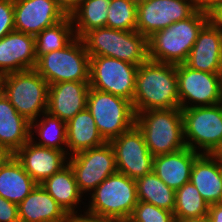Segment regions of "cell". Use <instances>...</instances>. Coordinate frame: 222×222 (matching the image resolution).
<instances>
[{
    "label": "cell",
    "mask_w": 222,
    "mask_h": 222,
    "mask_svg": "<svg viewBox=\"0 0 222 222\" xmlns=\"http://www.w3.org/2000/svg\"><path fill=\"white\" fill-rule=\"evenodd\" d=\"M12 153L7 147L0 145V169L4 166L12 157Z\"/></svg>",
    "instance_id": "ab89813d"
},
{
    "label": "cell",
    "mask_w": 222,
    "mask_h": 222,
    "mask_svg": "<svg viewBox=\"0 0 222 222\" xmlns=\"http://www.w3.org/2000/svg\"><path fill=\"white\" fill-rule=\"evenodd\" d=\"M89 82L65 81L49 85L47 112L64 122L87 106Z\"/></svg>",
    "instance_id": "d6986e66"
},
{
    "label": "cell",
    "mask_w": 222,
    "mask_h": 222,
    "mask_svg": "<svg viewBox=\"0 0 222 222\" xmlns=\"http://www.w3.org/2000/svg\"><path fill=\"white\" fill-rule=\"evenodd\" d=\"M18 216L20 222H70V217L40 184L18 204Z\"/></svg>",
    "instance_id": "44dd1931"
},
{
    "label": "cell",
    "mask_w": 222,
    "mask_h": 222,
    "mask_svg": "<svg viewBox=\"0 0 222 222\" xmlns=\"http://www.w3.org/2000/svg\"><path fill=\"white\" fill-rule=\"evenodd\" d=\"M36 185L15 156L0 169V196L8 201L19 204Z\"/></svg>",
    "instance_id": "484cf974"
},
{
    "label": "cell",
    "mask_w": 222,
    "mask_h": 222,
    "mask_svg": "<svg viewBox=\"0 0 222 222\" xmlns=\"http://www.w3.org/2000/svg\"><path fill=\"white\" fill-rule=\"evenodd\" d=\"M36 62L35 36L14 30L0 39V76L34 69Z\"/></svg>",
    "instance_id": "ac0fdd59"
},
{
    "label": "cell",
    "mask_w": 222,
    "mask_h": 222,
    "mask_svg": "<svg viewBox=\"0 0 222 222\" xmlns=\"http://www.w3.org/2000/svg\"><path fill=\"white\" fill-rule=\"evenodd\" d=\"M92 193L88 214L128 221L138 203L136 181L120 172L104 179Z\"/></svg>",
    "instance_id": "52a82bcc"
},
{
    "label": "cell",
    "mask_w": 222,
    "mask_h": 222,
    "mask_svg": "<svg viewBox=\"0 0 222 222\" xmlns=\"http://www.w3.org/2000/svg\"><path fill=\"white\" fill-rule=\"evenodd\" d=\"M70 222H126V221L116 218L99 217L85 213L84 216L83 215L71 216Z\"/></svg>",
    "instance_id": "8d00e7d4"
},
{
    "label": "cell",
    "mask_w": 222,
    "mask_h": 222,
    "mask_svg": "<svg viewBox=\"0 0 222 222\" xmlns=\"http://www.w3.org/2000/svg\"><path fill=\"white\" fill-rule=\"evenodd\" d=\"M109 143L115 153L118 172L134 180L153 172L154 156L149 152L143 133L136 125Z\"/></svg>",
    "instance_id": "4fadbf2b"
},
{
    "label": "cell",
    "mask_w": 222,
    "mask_h": 222,
    "mask_svg": "<svg viewBox=\"0 0 222 222\" xmlns=\"http://www.w3.org/2000/svg\"><path fill=\"white\" fill-rule=\"evenodd\" d=\"M58 6L67 16H71L73 12L80 6L84 0H56Z\"/></svg>",
    "instance_id": "74e56055"
},
{
    "label": "cell",
    "mask_w": 222,
    "mask_h": 222,
    "mask_svg": "<svg viewBox=\"0 0 222 222\" xmlns=\"http://www.w3.org/2000/svg\"><path fill=\"white\" fill-rule=\"evenodd\" d=\"M69 216L76 215L75 206L81 201V195L72 168L67 163L60 171L40 184Z\"/></svg>",
    "instance_id": "d4e9b609"
},
{
    "label": "cell",
    "mask_w": 222,
    "mask_h": 222,
    "mask_svg": "<svg viewBox=\"0 0 222 222\" xmlns=\"http://www.w3.org/2000/svg\"><path fill=\"white\" fill-rule=\"evenodd\" d=\"M0 91L30 123L47 112L49 84L35 69L0 76Z\"/></svg>",
    "instance_id": "5b68a950"
},
{
    "label": "cell",
    "mask_w": 222,
    "mask_h": 222,
    "mask_svg": "<svg viewBox=\"0 0 222 222\" xmlns=\"http://www.w3.org/2000/svg\"><path fill=\"white\" fill-rule=\"evenodd\" d=\"M67 144L72 154L106 143L99 133L90 111L85 108L66 123Z\"/></svg>",
    "instance_id": "cb8c5ba5"
},
{
    "label": "cell",
    "mask_w": 222,
    "mask_h": 222,
    "mask_svg": "<svg viewBox=\"0 0 222 222\" xmlns=\"http://www.w3.org/2000/svg\"><path fill=\"white\" fill-rule=\"evenodd\" d=\"M110 3L111 0H84L71 15L76 23L75 36L82 38L93 29L107 27Z\"/></svg>",
    "instance_id": "4316f807"
},
{
    "label": "cell",
    "mask_w": 222,
    "mask_h": 222,
    "mask_svg": "<svg viewBox=\"0 0 222 222\" xmlns=\"http://www.w3.org/2000/svg\"><path fill=\"white\" fill-rule=\"evenodd\" d=\"M137 5L129 0H111L107 27L122 31L136 30Z\"/></svg>",
    "instance_id": "1f68e13d"
},
{
    "label": "cell",
    "mask_w": 222,
    "mask_h": 222,
    "mask_svg": "<svg viewBox=\"0 0 222 222\" xmlns=\"http://www.w3.org/2000/svg\"><path fill=\"white\" fill-rule=\"evenodd\" d=\"M209 204L191 183H185L175 191V218H192L208 214Z\"/></svg>",
    "instance_id": "f546056e"
},
{
    "label": "cell",
    "mask_w": 222,
    "mask_h": 222,
    "mask_svg": "<svg viewBox=\"0 0 222 222\" xmlns=\"http://www.w3.org/2000/svg\"><path fill=\"white\" fill-rule=\"evenodd\" d=\"M30 122L21 116L0 91V145L16 153L30 140Z\"/></svg>",
    "instance_id": "603a6c76"
},
{
    "label": "cell",
    "mask_w": 222,
    "mask_h": 222,
    "mask_svg": "<svg viewBox=\"0 0 222 222\" xmlns=\"http://www.w3.org/2000/svg\"><path fill=\"white\" fill-rule=\"evenodd\" d=\"M208 216L211 222H222V202L209 205Z\"/></svg>",
    "instance_id": "f35d334b"
},
{
    "label": "cell",
    "mask_w": 222,
    "mask_h": 222,
    "mask_svg": "<svg viewBox=\"0 0 222 222\" xmlns=\"http://www.w3.org/2000/svg\"><path fill=\"white\" fill-rule=\"evenodd\" d=\"M176 74L181 109L222 103L218 73L193 70L185 64H179L176 65ZM187 99L199 104L188 106Z\"/></svg>",
    "instance_id": "5bb4252c"
},
{
    "label": "cell",
    "mask_w": 222,
    "mask_h": 222,
    "mask_svg": "<svg viewBox=\"0 0 222 222\" xmlns=\"http://www.w3.org/2000/svg\"><path fill=\"white\" fill-rule=\"evenodd\" d=\"M184 64L193 70L219 73L222 67V27L213 18L199 31Z\"/></svg>",
    "instance_id": "2e32d148"
},
{
    "label": "cell",
    "mask_w": 222,
    "mask_h": 222,
    "mask_svg": "<svg viewBox=\"0 0 222 222\" xmlns=\"http://www.w3.org/2000/svg\"><path fill=\"white\" fill-rule=\"evenodd\" d=\"M174 213L153 204L138 201L127 222H174Z\"/></svg>",
    "instance_id": "d6a6232c"
},
{
    "label": "cell",
    "mask_w": 222,
    "mask_h": 222,
    "mask_svg": "<svg viewBox=\"0 0 222 222\" xmlns=\"http://www.w3.org/2000/svg\"><path fill=\"white\" fill-rule=\"evenodd\" d=\"M14 30L13 0H0V39Z\"/></svg>",
    "instance_id": "836d02e7"
},
{
    "label": "cell",
    "mask_w": 222,
    "mask_h": 222,
    "mask_svg": "<svg viewBox=\"0 0 222 222\" xmlns=\"http://www.w3.org/2000/svg\"><path fill=\"white\" fill-rule=\"evenodd\" d=\"M135 181L138 201L174 212L176 190L168 187L154 172Z\"/></svg>",
    "instance_id": "83f0119b"
},
{
    "label": "cell",
    "mask_w": 222,
    "mask_h": 222,
    "mask_svg": "<svg viewBox=\"0 0 222 222\" xmlns=\"http://www.w3.org/2000/svg\"><path fill=\"white\" fill-rule=\"evenodd\" d=\"M32 134L15 154V158L22 164L24 170L37 183L41 184L45 179L60 171L65 164L66 151L39 146L33 143ZM65 164V165H64Z\"/></svg>",
    "instance_id": "e0dca14e"
},
{
    "label": "cell",
    "mask_w": 222,
    "mask_h": 222,
    "mask_svg": "<svg viewBox=\"0 0 222 222\" xmlns=\"http://www.w3.org/2000/svg\"><path fill=\"white\" fill-rule=\"evenodd\" d=\"M190 182L209 204L222 202V164L211 154H202L194 161Z\"/></svg>",
    "instance_id": "7402d4cb"
},
{
    "label": "cell",
    "mask_w": 222,
    "mask_h": 222,
    "mask_svg": "<svg viewBox=\"0 0 222 222\" xmlns=\"http://www.w3.org/2000/svg\"><path fill=\"white\" fill-rule=\"evenodd\" d=\"M69 160L67 163L82 194L93 191L104 179L117 172L115 153L109 142L72 154Z\"/></svg>",
    "instance_id": "7c38bea8"
},
{
    "label": "cell",
    "mask_w": 222,
    "mask_h": 222,
    "mask_svg": "<svg viewBox=\"0 0 222 222\" xmlns=\"http://www.w3.org/2000/svg\"><path fill=\"white\" fill-rule=\"evenodd\" d=\"M181 111L186 147L196 151L197 144L204 149V154H212L222 142V103L188 107Z\"/></svg>",
    "instance_id": "9c48e42d"
},
{
    "label": "cell",
    "mask_w": 222,
    "mask_h": 222,
    "mask_svg": "<svg viewBox=\"0 0 222 222\" xmlns=\"http://www.w3.org/2000/svg\"><path fill=\"white\" fill-rule=\"evenodd\" d=\"M218 75H219L220 97L222 102V67L220 68Z\"/></svg>",
    "instance_id": "ee69618b"
},
{
    "label": "cell",
    "mask_w": 222,
    "mask_h": 222,
    "mask_svg": "<svg viewBox=\"0 0 222 222\" xmlns=\"http://www.w3.org/2000/svg\"><path fill=\"white\" fill-rule=\"evenodd\" d=\"M129 1H131V2H133L134 4L138 5V4L142 3V2L145 1V0H129Z\"/></svg>",
    "instance_id": "f6af8a7d"
},
{
    "label": "cell",
    "mask_w": 222,
    "mask_h": 222,
    "mask_svg": "<svg viewBox=\"0 0 222 222\" xmlns=\"http://www.w3.org/2000/svg\"><path fill=\"white\" fill-rule=\"evenodd\" d=\"M97 129L106 142L119 137L135 125L132 103L122 97L90 87L87 106Z\"/></svg>",
    "instance_id": "ba28073f"
},
{
    "label": "cell",
    "mask_w": 222,
    "mask_h": 222,
    "mask_svg": "<svg viewBox=\"0 0 222 222\" xmlns=\"http://www.w3.org/2000/svg\"><path fill=\"white\" fill-rule=\"evenodd\" d=\"M185 147L176 152L154 156L153 172L174 190L190 182L194 161L201 155Z\"/></svg>",
    "instance_id": "ffe728a7"
},
{
    "label": "cell",
    "mask_w": 222,
    "mask_h": 222,
    "mask_svg": "<svg viewBox=\"0 0 222 222\" xmlns=\"http://www.w3.org/2000/svg\"><path fill=\"white\" fill-rule=\"evenodd\" d=\"M71 16H67L57 24L45 28L35 36V48L37 58L43 54L63 49L75 36ZM72 35V36H71ZM73 37V38H72Z\"/></svg>",
    "instance_id": "f1b7e54d"
},
{
    "label": "cell",
    "mask_w": 222,
    "mask_h": 222,
    "mask_svg": "<svg viewBox=\"0 0 222 222\" xmlns=\"http://www.w3.org/2000/svg\"><path fill=\"white\" fill-rule=\"evenodd\" d=\"M174 222H211L208 214L192 218H175Z\"/></svg>",
    "instance_id": "60d3db41"
},
{
    "label": "cell",
    "mask_w": 222,
    "mask_h": 222,
    "mask_svg": "<svg viewBox=\"0 0 222 222\" xmlns=\"http://www.w3.org/2000/svg\"><path fill=\"white\" fill-rule=\"evenodd\" d=\"M218 162L222 164V142L211 154Z\"/></svg>",
    "instance_id": "b9f144b4"
},
{
    "label": "cell",
    "mask_w": 222,
    "mask_h": 222,
    "mask_svg": "<svg viewBox=\"0 0 222 222\" xmlns=\"http://www.w3.org/2000/svg\"><path fill=\"white\" fill-rule=\"evenodd\" d=\"M132 106L135 115L148 110L179 108L176 65L150 59L140 64Z\"/></svg>",
    "instance_id": "6da1fadb"
},
{
    "label": "cell",
    "mask_w": 222,
    "mask_h": 222,
    "mask_svg": "<svg viewBox=\"0 0 222 222\" xmlns=\"http://www.w3.org/2000/svg\"><path fill=\"white\" fill-rule=\"evenodd\" d=\"M212 18L197 10L191 17L173 23L148 38V59L166 64H184L199 31Z\"/></svg>",
    "instance_id": "7a4b0ae2"
},
{
    "label": "cell",
    "mask_w": 222,
    "mask_h": 222,
    "mask_svg": "<svg viewBox=\"0 0 222 222\" xmlns=\"http://www.w3.org/2000/svg\"><path fill=\"white\" fill-rule=\"evenodd\" d=\"M212 18L222 27V8L217 11Z\"/></svg>",
    "instance_id": "7bdbcfd3"
},
{
    "label": "cell",
    "mask_w": 222,
    "mask_h": 222,
    "mask_svg": "<svg viewBox=\"0 0 222 222\" xmlns=\"http://www.w3.org/2000/svg\"><path fill=\"white\" fill-rule=\"evenodd\" d=\"M89 56H107L139 66L148 59V39L136 30L102 27L82 38Z\"/></svg>",
    "instance_id": "277c9868"
},
{
    "label": "cell",
    "mask_w": 222,
    "mask_h": 222,
    "mask_svg": "<svg viewBox=\"0 0 222 222\" xmlns=\"http://www.w3.org/2000/svg\"><path fill=\"white\" fill-rule=\"evenodd\" d=\"M0 222H20L18 204L0 196Z\"/></svg>",
    "instance_id": "e575fe53"
},
{
    "label": "cell",
    "mask_w": 222,
    "mask_h": 222,
    "mask_svg": "<svg viewBox=\"0 0 222 222\" xmlns=\"http://www.w3.org/2000/svg\"><path fill=\"white\" fill-rule=\"evenodd\" d=\"M49 85L65 82H89L90 56L81 38L74 39L63 49L43 54L34 68Z\"/></svg>",
    "instance_id": "8992f818"
},
{
    "label": "cell",
    "mask_w": 222,
    "mask_h": 222,
    "mask_svg": "<svg viewBox=\"0 0 222 222\" xmlns=\"http://www.w3.org/2000/svg\"><path fill=\"white\" fill-rule=\"evenodd\" d=\"M197 8L213 16L222 8V0H195Z\"/></svg>",
    "instance_id": "d590c367"
},
{
    "label": "cell",
    "mask_w": 222,
    "mask_h": 222,
    "mask_svg": "<svg viewBox=\"0 0 222 222\" xmlns=\"http://www.w3.org/2000/svg\"><path fill=\"white\" fill-rule=\"evenodd\" d=\"M43 120L40 123L34 125V122L30 123V130L37 128L39 131L38 135L41 137L39 143H35L39 146L64 151L65 148L61 147V144H67L66 135V122L62 121L56 116L49 114L48 112L43 113Z\"/></svg>",
    "instance_id": "4dcf8cb0"
},
{
    "label": "cell",
    "mask_w": 222,
    "mask_h": 222,
    "mask_svg": "<svg viewBox=\"0 0 222 222\" xmlns=\"http://www.w3.org/2000/svg\"><path fill=\"white\" fill-rule=\"evenodd\" d=\"M135 125L143 133L153 156L185 148L181 108L148 110L135 115Z\"/></svg>",
    "instance_id": "3957f363"
},
{
    "label": "cell",
    "mask_w": 222,
    "mask_h": 222,
    "mask_svg": "<svg viewBox=\"0 0 222 222\" xmlns=\"http://www.w3.org/2000/svg\"><path fill=\"white\" fill-rule=\"evenodd\" d=\"M15 30L36 36L67 17L56 0H13Z\"/></svg>",
    "instance_id": "9a60e30c"
},
{
    "label": "cell",
    "mask_w": 222,
    "mask_h": 222,
    "mask_svg": "<svg viewBox=\"0 0 222 222\" xmlns=\"http://www.w3.org/2000/svg\"><path fill=\"white\" fill-rule=\"evenodd\" d=\"M198 10L195 0H145L137 5L136 31L147 39Z\"/></svg>",
    "instance_id": "8fae6325"
},
{
    "label": "cell",
    "mask_w": 222,
    "mask_h": 222,
    "mask_svg": "<svg viewBox=\"0 0 222 222\" xmlns=\"http://www.w3.org/2000/svg\"><path fill=\"white\" fill-rule=\"evenodd\" d=\"M138 66L107 56H90L89 85L133 101Z\"/></svg>",
    "instance_id": "30bf717a"
}]
</instances>
